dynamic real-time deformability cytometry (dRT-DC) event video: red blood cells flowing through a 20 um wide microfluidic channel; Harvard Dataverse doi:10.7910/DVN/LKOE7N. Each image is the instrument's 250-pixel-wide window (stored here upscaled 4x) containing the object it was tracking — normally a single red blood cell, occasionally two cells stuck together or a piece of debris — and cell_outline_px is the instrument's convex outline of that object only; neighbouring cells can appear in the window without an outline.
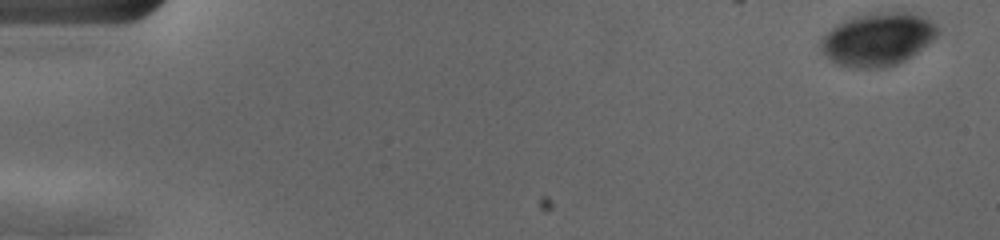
{"species": "human", "species_latin": "Homo sapiens", "temperature_condition": "cold", "stored_images_in_passage": 12, "camera_frame_rate_fps": 3000, "um_per_image_px": 0.085, "donor": {"sex": "female"}, "frame": {"image": 1, "passage_image": 1, "time_ms": 0.0, "image_size_px": [1000, 240], "cell_outline_px": [[940, 32], [928, 44], [912, 56], [896, 64], [884, 68], [856, 68], [836, 64], [824, 56], [820, 52], [820, 36], [836, 24], [852, 16], [868, 12], [916, 12], [932, 20], [940, 28]], "centroid_in_image_um": [74.59, 3.31], "position_along_channel_um": 10.4, "area_um2": 36.99}}